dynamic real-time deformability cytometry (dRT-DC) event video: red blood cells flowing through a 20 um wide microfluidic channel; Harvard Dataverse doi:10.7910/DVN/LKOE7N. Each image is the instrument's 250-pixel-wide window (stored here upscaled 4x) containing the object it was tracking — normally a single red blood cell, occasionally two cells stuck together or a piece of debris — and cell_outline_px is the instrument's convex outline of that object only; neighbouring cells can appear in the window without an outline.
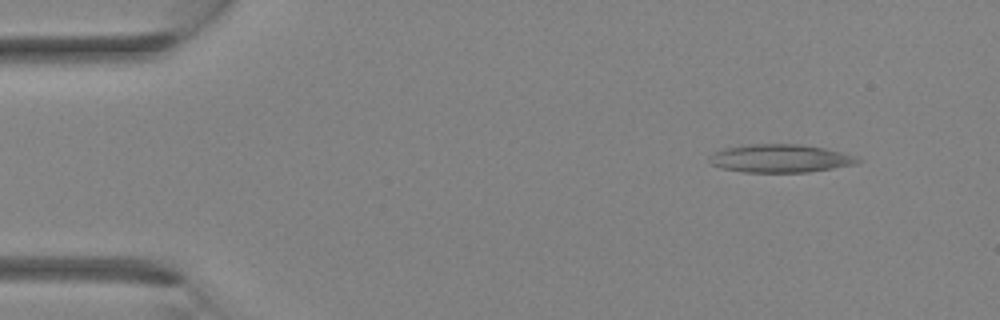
{"species": "Egyptian fruit bat (a non-hibernating species)", "species_latin": "Rousettus aegyptiacus", "temperature_condition": "room temperature", "stored_images_in_passage": 4, "camera_frame_rate_fps": 3000, "um_per_image_px": 0.085, "animal": {"sex": "female"}, "frame": {"image": 1, "passage_image": 4, "time_ms": 1.0, "image_size_px": [1000, 320], "cell_outline_px": [[864, 160], [856, 164], [808, 172], [744, 172], [720, 168], [712, 164], [708, 160], [716, 152], [724, 148], [744, 144], [800, 144], [824, 148], [856, 156]], "centroid_in_image_um": [66.33, 13.46], "position_along_channel_um": 18.7, "area_um2": 24.28}}